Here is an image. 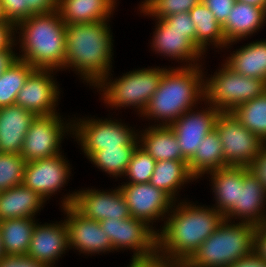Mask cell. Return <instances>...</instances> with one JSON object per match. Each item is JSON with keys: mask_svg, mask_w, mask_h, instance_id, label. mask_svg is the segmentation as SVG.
Here are the masks:
<instances>
[{"mask_svg": "<svg viewBox=\"0 0 266 267\" xmlns=\"http://www.w3.org/2000/svg\"><path fill=\"white\" fill-rule=\"evenodd\" d=\"M194 204L186 199L174 202L157 232L158 251L182 266L224 220L212 205Z\"/></svg>", "mask_w": 266, "mask_h": 267, "instance_id": "1", "label": "cell"}, {"mask_svg": "<svg viewBox=\"0 0 266 267\" xmlns=\"http://www.w3.org/2000/svg\"><path fill=\"white\" fill-rule=\"evenodd\" d=\"M109 21L66 25L64 69H71L83 83L95 86L111 72L113 33Z\"/></svg>", "mask_w": 266, "mask_h": 267, "instance_id": "2", "label": "cell"}, {"mask_svg": "<svg viewBox=\"0 0 266 267\" xmlns=\"http://www.w3.org/2000/svg\"><path fill=\"white\" fill-rule=\"evenodd\" d=\"M202 66L168 67L140 117L155 120L154 123L157 120L153 125L169 126L186 111L196 108L204 101L205 70Z\"/></svg>", "mask_w": 266, "mask_h": 267, "instance_id": "3", "label": "cell"}, {"mask_svg": "<svg viewBox=\"0 0 266 267\" xmlns=\"http://www.w3.org/2000/svg\"><path fill=\"white\" fill-rule=\"evenodd\" d=\"M14 30L15 43H19L22 53L18 54L20 60L34 68L64 70L66 23L57 10L33 14L19 22Z\"/></svg>", "mask_w": 266, "mask_h": 267, "instance_id": "4", "label": "cell"}, {"mask_svg": "<svg viewBox=\"0 0 266 267\" xmlns=\"http://www.w3.org/2000/svg\"><path fill=\"white\" fill-rule=\"evenodd\" d=\"M256 226L224 219L182 267H229L254 252Z\"/></svg>", "mask_w": 266, "mask_h": 267, "instance_id": "5", "label": "cell"}, {"mask_svg": "<svg viewBox=\"0 0 266 267\" xmlns=\"http://www.w3.org/2000/svg\"><path fill=\"white\" fill-rule=\"evenodd\" d=\"M167 67L140 68L112 79V73L105 75L95 86L101 99L112 109L136 108L139 116L144 112L150 98L156 92L163 72ZM111 78V79H110ZM102 92V93H101Z\"/></svg>", "mask_w": 266, "mask_h": 267, "instance_id": "6", "label": "cell"}, {"mask_svg": "<svg viewBox=\"0 0 266 267\" xmlns=\"http://www.w3.org/2000/svg\"><path fill=\"white\" fill-rule=\"evenodd\" d=\"M265 92V80L243 76L225 63L214 75L206 77L204 74V103L220 112H232L238 105Z\"/></svg>", "mask_w": 266, "mask_h": 267, "instance_id": "7", "label": "cell"}, {"mask_svg": "<svg viewBox=\"0 0 266 267\" xmlns=\"http://www.w3.org/2000/svg\"><path fill=\"white\" fill-rule=\"evenodd\" d=\"M72 120V136L79 143L84 156L89 159L95 152L105 148H119L130 145L137 137L138 130L117 119L76 117Z\"/></svg>", "mask_w": 266, "mask_h": 267, "instance_id": "8", "label": "cell"}, {"mask_svg": "<svg viewBox=\"0 0 266 267\" xmlns=\"http://www.w3.org/2000/svg\"><path fill=\"white\" fill-rule=\"evenodd\" d=\"M60 113L34 118L25 135L20 155L26 162L44 159L62 153L64 136L72 134V120L67 122ZM65 120V122L63 121ZM61 147V148H60Z\"/></svg>", "mask_w": 266, "mask_h": 267, "instance_id": "9", "label": "cell"}, {"mask_svg": "<svg viewBox=\"0 0 266 267\" xmlns=\"http://www.w3.org/2000/svg\"><path fill=\"white\" fill-rule=\"evenodd\" d=\"M215 129L221 139L223 158L228 166L249 167L266 144L244 127L233 112H220Z\"/></svg>", "mask_w": 266, "mask_h": 267, "instance_id": "10", "label": "cell"}, {"mask_svg": "<svg viewBox=\"0 0 266 267\" xmlns=\"http://www.w3.org/2000/svg\"><path fill=\"white\" fill-rule=\"evenodd\" d=\"M70 205L84 217L95 221L131 217L127 202L118 186L110 191L88 187V189L82 188V190L64 195L60 207Z\"/></svg>", "mask_w": 266, "mask_h": 267, "instance_id": "11", "label": "cell"}, {"mask_svg": "<svg viewBox=\"0 0 266 267\" xmlns=\"http://www.w3.org/2000/svg\"><path fill=\"white\" fill-rule=\"evenodd\" d=\"M114 251L133 250L132 257L147 256L158 250L157 228L141 219H105L99 221Z\"/></svg>", "mask_w": 266, "mask_h": 267, "instance_id": "12", "label": "cell"}, {"mask_svg": "<svg viewBox=\"0 0 266 267\" xmlns=\"http://www.w3.org/2000/svg\"><path fill=\"white\" fill-rule=\"evenodd\" d=\"M127 202L131 217L141 219L152 228L153 223L166 220L174 200L150 183H124L118 186ZM165 219V220H164Z\"/></svg>", "mask_w": 266, "mask_h": 267, "instance_id": "13", "label": "cell"}, {"mask_svg": "<svg viewBox=\"0 0 266 267\" xmlns=\"http://www.w3.org/2000/svg\"><path fill=\"white\" fill-rule=\"evenodd\" d=\"M56 72L54 69L35 68L18 92L15 104L36 116L58 113L56 107L60 100V89L53 77Z\"/></svg>", "mask_w": 266, "mask_h": 267, "instance_id": "14", "label": "cell"}, {"mask_svg": "<svg viewBox=\"0 0 266 267\" xmlns=\"http://www.w3.org/2000/svg\"><path fill=\"white\" fill-rule=\"evenodd\" d=\"M68 162L69 160H66L62 153L26 162L23 184L39 193L47 201L68 183L72 174V168Z\"/></svg>", "mask_w": 266, "mask_h": 267, "instance_id": "15", "label": "cell"}, {"mask_svg": "<svg viewBox=\"0 0 266 267\" xmlns=\"http://www.w3.org/2000/svg\"><path fill=\"white\" fill-rule=\"evenodd\" d=\"M266 191L257 177L245 166H239L238 202L224 216L229 221H239L259 226L266 223Z\"/></svg>", "mask_w": 266, "mask_h": 267, "instance_id": "16", "label": "cell"}, {"mask_svg": "<svg viewBox=\"0 0 266 267\" xmlns=\"http://www.w3.org/2000/svg\"><path fill=\"white\" fill-rule=\"evenodd\" d=\"M66 217L69 250L74 249L86 255L114 252L109 237L102 230L99 221L84 217L72 205L61 207Z\"/></svg>", "mask_w": 266, "mask_h": 267, "instance_id": "17", "label": "cell"}, {"mask_svg": "<svg viewBox=\"0 0 266 267\" xmlns=\"http://www.w3.org/2000/svg\"><path fill=\"white\" fill-rule=\"evenodd\" d=\"M153 20L156 21V24L150 43L152 51L161 56L175 59V61L184 62L182 67L202 64L200 61L205 58L204 53L189 39V31L172 29L164 19Z\"/></svg>", "mask_w": 266, "mask_h": 267, "instance_id": "18", "label": "cell"}, {"mask_svg": "<svg viewBox=\"0 0 266 267\" xmlns=\"http://www.w3.org/2000/svg\"><path fill=\"white\" fill-rule=\"evenodd\" d=\"M205 107L201 110L197 108L196 111L192 108L169 125L181 148L182 160L187 162L196 153L200 141L215 129V122L220 111L209 104Z\"/></svg>", "mask_w": 266, "mask_h": 267, "instance_id": "19", "label": "cell"}, {"mask_svg": "<svg viewBox=\"0 0 266 267\" xmlns=\"http://www.w3.org/2000/svg\"><path fill=\"white\" fill-rule=\"evenodd\" d=\"M68 229L65 220L57 223H36L27 256L54 267L56 261L69 251Z\"/></svg>", "mask_w": 266, "mask_h": 267, "instance_id": "20", "label": "cell"}, {"mask_svg": "<svg viewBox=\"0 0 266 267\" xmlns=\"http://www.w3.org/2000/svg\"><path fill=\"white\" fill-rule=\"evenodd\" d=\"M264 24H266L265 8L235 1L231 14L222 25V31L228 43L225 50L227 48L228 51L231 45L255 35L265 26Z\"/></svg>", "mask_w": 266, "mask_h": 267, "instance_id": "21", "label": "cell"}, {"mask_svg": "<svg viewBox=\"0 0 266 267\" xmlns=\"http://www.w3.org/2000/svg\"><path fill=\"white\" fill-rule=\"evenodd\" d=\"M35 117L17 104L0 108V153H21L25 135Z\"/></svg>", "mask_w": 266, "mask_h": 267, "instance_id": "22", "label": "cell"}, {"mask_svg": "<svg viewBox=\"0 0 266 267\" xmlns=\"http://www.w3.org/2000/svg\"><path fill=\"white\" fill-rule=\"evenodd\" d=\"M39 193L24 184L0 191V221L13 218H36L46 203Z\"/></svg>", "mask_w": 266, "mask_h": 267, "instance_id": "23", "label": "cell"}, {"mask_svg": "<svg viewBox=\"0 0 266 267\" xmlns=\"http://www.w3.org/2000/svg\"><path fill=\"white\" fill-rule=\"evenodd\" d=\"M117 0H59L61 19L67 24L110 21Z\"/></svg>", "mask_w": 266, "mask_h": 267, "instance_id": "24", "label": "cell"}, {"mask_svg": "<svg viewBox=\"0 0 266 267\" xmlns=\"http://www.w3.org/2000/svg\"><path fill=\"white\" fill-rule=\"evenodd\" d=\"M139 146L156 161L182 160V151L175 133L167 125H149L145 130L138 129Z\"/></svg>", "mask_w": 266, "mask_h": 267, "instance_id": "25", "label": "cell"}, {"mask_svg": "<svg viewBox=\"0 0 266 267\" xmlns=\"http://www.w3.org/2000/svg\"><path fill=\"white\" fill-rule=\"evenodd\" d=\"M224 63L243 76L266 81V39L236 48Z\"/></svg>", "mask_w": 266, "mask_h": 267, "instance_id": "26", "label": "cell"}, {"mask_svg": "<svg viewBox=\"0 0 266 267\" xmlns=\"http://www.w3.org/2000/svg\"><path fill=\"white\" fill-rule=\"evenodd\" d=\"M197 179L191 174L188 168V162L185 160H164L157 161L150 184L163 190L175 202L179 196V190L184 184L196 181ZM177 196V197H176Z\"/></svg>", "mask_w": 266, "mask_h": 267, "instance_id": "27", "label": "cell"}, {"mask_svg": "<svg viewBox=\"0 0 266 267\" xmlns=\"http://www.w3.org/2000/svg\"><path fill=\"white\" fill-rule=\"evenodd\" d=\"M196 30V46L206 54L208 46L224 49L228 43L224 37L222 26L215 19L214 14L201 1L189 11Z\"/></svg>", "mask_w": 266, "mask_h": 267, "instance_id": "28", "label": "cell"}, {"mask_svg": "<svg viewBox=\"0 0 266 267\" xmlns=\"http://www.w3.org/2000/svg\"><path fill=\"white\" fill-rule=\"evenodd\" d=\"M211 189L215 196L216 208L225 216L238 202L239 195V166H228L208 172Z\"/></svg>", "mask_w": 266, "mask_h": 267, "instance_id": "29", "label": "cell"}, {"mask_svg": "<svg viewBox=\"0 0 266 267\" xmlns=\"http://www.w3.org/2000/svg\"><path fill=\"white\" fill-rule=\"evenodd\" d=\"M228 167L223 158L221 139L216 129L201 140L196 153L188 161V168L196 179L216 169Z\"/></svg>", "mask_w": 266, "mask_h": 267, "instance_id": "30", "label": "cell"}, {"mask_svg": "<svg viewBox=\"0 0 266 267\" xmlns=\"http://www.w3.org/2000/svg\"><path fill=\"white\" fill-rule=\"evenodd\" d=\"M36 218H13L0 221V232L6 256H26L37 223Z\"/></svg>", "mask_w": 266, "mask_h": 267, "instance_id": "31", "label": "cell"}, {"mask_svg": "<svg viewBox=\"0 0 266 267\" xmlns=\"http://www.w3.org/2000/svg\"><path fill=\"white\" fill-rule=\"evenodd\" d=\"M138 145L139 139L137 137L130 145L99 150L88 160L99 170L110 175V177L122 178L127 171L131 156Z\"/></svg>", "mask_w": 266, "mask_h": 267, "instance_id": "32", "label": "cell"}, {"mask_svg": "<svg viewBox=\"0 0 266 267\" xmlns=\"http://www.w3.org/2000/svg\"><path fill=\"white\" fill-rule=\"evenodd\" d=\"M5 19L14 27L33 14L49 13L58 9L59 0H0Z\"/></svg>", "mask_w": 266, "mask_h": 267, "instance_id": "33", "label": "cell"}, {"mask_svg": "<svg viewBox=\"0 0 266 267\" xmlns=\"http://www.w3.org/2000/svg\"><path fill=\"white\" fill-rule=\"evenodd\" d=\"M232 112L244 127L266 143V92L238 105Z\"/></svg>", "mask_w": 266, "mask_h": 267, "instance_id": "34", "label": "cell"}, {"mask_svg": "<svg viewBox=\"0 0 266 267\" xmlns=\"http://www.w3.org/2000/svg\"><path fill=\"white\" fill-rule=\"evenodd\" d=\"M35 68L23 60H17L0 77V108L15 104L18 92Z\"/></svg>", "mask_w": 266, "mask_h": 267, "instance_id": "35", "label": "cell"}, {"mask_svg": "<svg viewBox=\"0 0 266 267\" xmlns=\"http://www.w3.org/2000/svg\"><path fill=\"white\" fill-rule=\"evenodd\" d=\"M201 0H143L139 11L144 16L162 19L174 14L189 12Z\"/></svg>", "mask_w": 266, "mask_h": 267, "instance_id": "36", "label": "cell"}, {"mask_svg": "<svg viewBox=\"0 0 266 267\" xmlns=\"http://www.w3.org/2000/svg\"><path fill=\"white\" fill-rule=\"evenodd\" d=\"M26 161L17 153H0V191L23 184Z\"/></svg>", "mask_w": 266, "mask_h": 267, "instance_id": "37", "label": "cell"}, {"mask_svg": "<svg viewBox=\"0 0 266 267\" xmlns=\"http://www.w3.org/2000/svg\"><path fill=\"white\" fill-rule=\"evenodd\" d=\"M156 162L150 154L138 145L131 156L127 171L123 177L128 180L123 183H149Z\"/></svg>", "mask_w": 266, "mask_h": 267, "instance_id": "38", "label": "cell"}, {"mask_svg": "<svg viewBox=\"0 0 266 267\" xmlns=\"http://www.w3.org/2000/svg\"><path fill=\"white\" fill-rule=\"evenodd\" d=\"M127 267H182V265L157 250L147 256L132 257Z\"/></svg>", "mask_w": 266, "mask_h": 267, "instance_id": "39", "label": "cell"}, {"mask_svg": "<svg viewBox=\"0 0 266 267\" xmlns=\"http://www.w3.org/2000/svg\"><path fill=\"white\" fill-rule=\"evenodd\" d=\"M164 19L172 29L179 31H189V39L196 45V30L193 24L189 12H182L171 15Z\"/></svg>", "mask_w": 266, "mask_h": 267, "instance_id": "40", "label": "cell"}, {"mask_svg": "<svg viewBox=\"0 0 266 267\" xmlns=\"http://www.w3.org/2000/svg\"><path fill=\"white\" fill-rule=\"evenodd\" d=\"M214 14L215 19L222 26L229 15L235 3V0H201Z\"/></svg>", "mask_w": 266, "mask_h": 267, "instance_id": "41", "label": "cell"}, {"mask_svg": "<svg viewBox=\"0 0 266 267\" xmlns=\"http://www.w3.org/2000/svg\"><path fill=\"white\" fill-rule=\"evenodd\" d=\"M248 169L262 183L266 191V144L261 148L259 154L255 157Z\"/></svg>", "mask_w": 266, "mask_h": 267, "instance_id": "42", "label": "cell"}, {"mask_svg": "<svg viewBox=\"0 0 266 267\" xmlns=\"http://www.w3.org/2000/svg\"><path fill=\"white\" fill-rule=\"evenodd\" d=\"M0 267H49L29 256H4L0 260Z\"/></svg>", "mask_w": 266, "mask_h": 267, "instance_id": "43", "label": "cell"}, {"mask_svg": "<svg viewBox=\"0 0 266 267\" xmlns=\"http://www.w3.org/2000/svg\"><path fill=\"white\" fill-rule=\"evenodd\" d=\"M16 45L14 41L7 49L0 50V77L8 68L19 60L18 53L14 51Z\"/></svg>", "mask_w": 266, "mask_h": 267, "instance_id": "44", "label": "cell"}, {"mask_svg": "<svg viewBox=\"0 0 266 267\" xmlns=\"http://www.w3.org/2000/svg\"><path fill=\"white\" fill-rule=\"evenodd\" d=\"M254 252L266 261V223L256 226Z\"/></svg>", "mask_w": 266, "mask_h": 267, "instance_id": "45", "label": "cell"}, {"mask_svg": "<svg viewBox=\"0 0 266 267\" xmlns=\"http://www.w3.org/2000/svg\"><path fill=\"white\" fill-rule=\"evenodd\" d=\"M14 26L10 23H0V50L7 49L14 41Z\"/></svg>", "mask_w": 266, "mask_h": 267, "instance_id": "46", "label": "cell"}, {"mask_svg": "<svg viewBox=\"0 0 266 267\" xmlns=\"http://www.w3.org/2000/svg\"><path fill=\"white\" fill-rule=\"evenodd\" d=\"M229 267H266V261L253 252L251 255L239 259Z\"/></svg>", "mask_w": 266, "mask_h": 267, "instance_id": "47", "label": "cell"}, {"mask_svg": "<svg viewBox=\"0 0 266 267\" xmlns=\"http://www.w3.org/2000/svg\"><path fill=\"white\" fill-rule=\"evenodd\" d=\"M235 1L254 5L257 7H262L266 9V0H235Z\"/></svg>", "mask_w": 266, "mask_h": 267, "instance_id": "48", "label": "cell"}, {"mask_svg": "<svg viewBox=\"0 0 266 267\" xmlns=\"http://www.w3.org/2000/svg\"><path fill=\"white\" fill-rule=\"evenodd\" d=\"M6 256L4 249H3V244H2V237H1V232H0V260Z\"/></svg>", "mask_w": 266, "mask_h": 267, "instance_id": "49", "label": "cell"}, {"mask_svg": "<svg viewBox=\"0 0 266 267\" xmlns=\"http://www.w3.org/2000/svg\"><path fill=\"white\" fill-rule=\"evenodd\" d=\"M0 23H8L5 19L4 13H3V9L1 6V2H0Z\"/></svg>", "mask_w": 266, "mask_h": 267, "instance_id": "50", "label": "cell"}]
</instances>
